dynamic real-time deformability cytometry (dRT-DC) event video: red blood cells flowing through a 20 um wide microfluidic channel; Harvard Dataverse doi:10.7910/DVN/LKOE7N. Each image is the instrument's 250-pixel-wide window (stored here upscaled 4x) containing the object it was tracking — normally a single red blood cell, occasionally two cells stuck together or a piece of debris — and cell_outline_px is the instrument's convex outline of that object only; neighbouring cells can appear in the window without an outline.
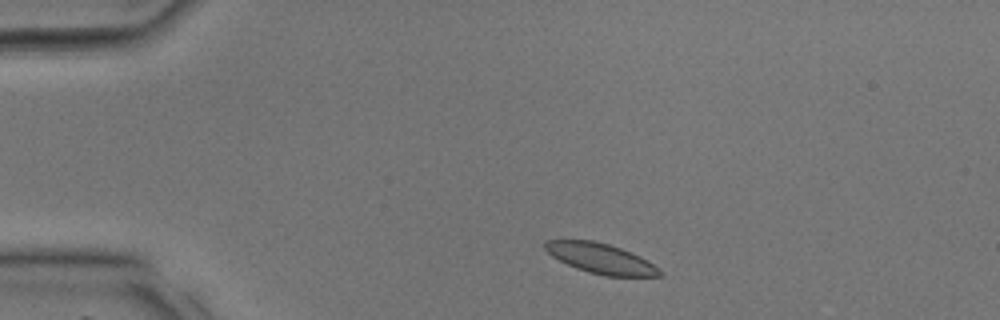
{"species": "common noctule bat (a hibernating species)", "species_latin": "Nyctalus noctula", "temperature_condition": "room temperature", "stored_images_in_passage": 32, "camera_frame_rate_fps": 3000, "um_per_image_px": 0.085, "animal": {"sex": "male", "body_mass_g": 17.9, "forearm_length_mm": 54.2}, "frame": {"image": 1, "passage_image": 3, "time_ms": 0.667, "image_size_px": [1000, 320], "cell_outline_px": [[664, 272], [660, 276], [604, 276], [588, 272], [576, 268], [552, 256], [544, 248], [544, 244], [548, 240], [592, 240], [608, 244], [620, 248], [640, 256], [648, 260], [660, 268]], "centroid_in_image_um": [51.1, 21.98], "position_along_channel_um": 33.9, "area_um2": 20.06}}
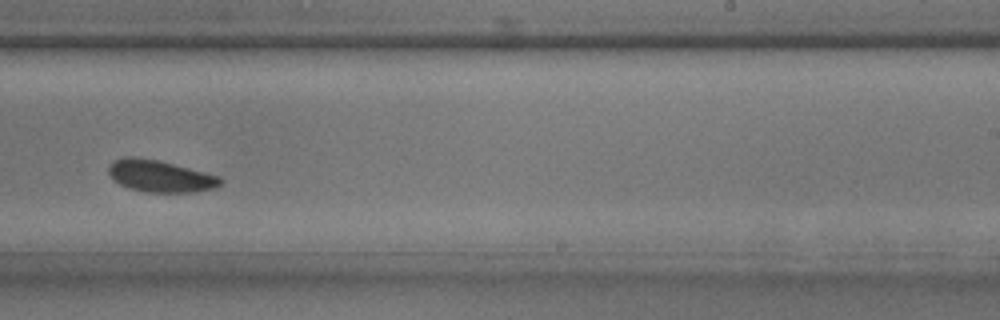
{"frame": {"image": 2, "passage_image": 19, "time_ms": 6.0, "image_size_px": [1000, 320], "cell_outline_px": [[224, 180], [216, 188], [192, 192], [148, 192], [128, 188], [112, 180], [108, 172], [108, 168], [112, 160], [124, 156], [136, 156], [156, 160], [220, 176]], "centroid_in_image_um": [13.57, 14.97], "position_along_channel_um": 275.4, "area_um2": 20.81}}
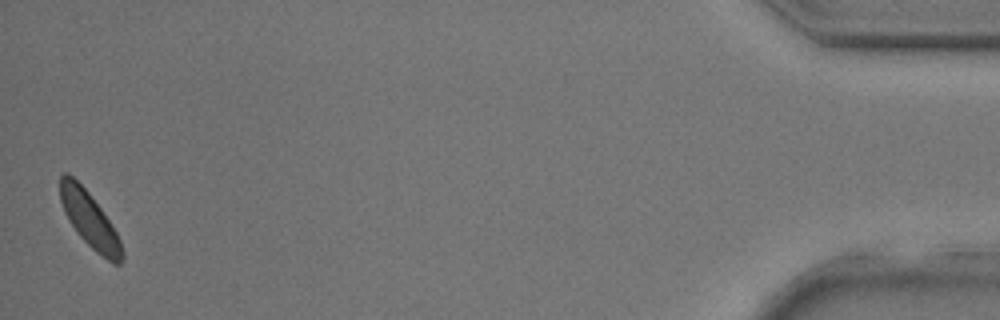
{"frame": {"image": 3, "passage_image": 32, "time_ms": 10.333, "image_size_px": [1000, 320], "cell_outline_px": [[124, 260], [120, 264], [112, 264], [96, 252], [76, 232], [68, 220], [64, 212], [60, 200], [60, 176], [64, 172], [68, 172], [88, 192], [100, 208], [116, 232], [120, 240], [124, 252]], "centroid_in_image_um": [7.62, 18.71], "position_along_channel_um": 427.6, "area_um2": 19.88}}